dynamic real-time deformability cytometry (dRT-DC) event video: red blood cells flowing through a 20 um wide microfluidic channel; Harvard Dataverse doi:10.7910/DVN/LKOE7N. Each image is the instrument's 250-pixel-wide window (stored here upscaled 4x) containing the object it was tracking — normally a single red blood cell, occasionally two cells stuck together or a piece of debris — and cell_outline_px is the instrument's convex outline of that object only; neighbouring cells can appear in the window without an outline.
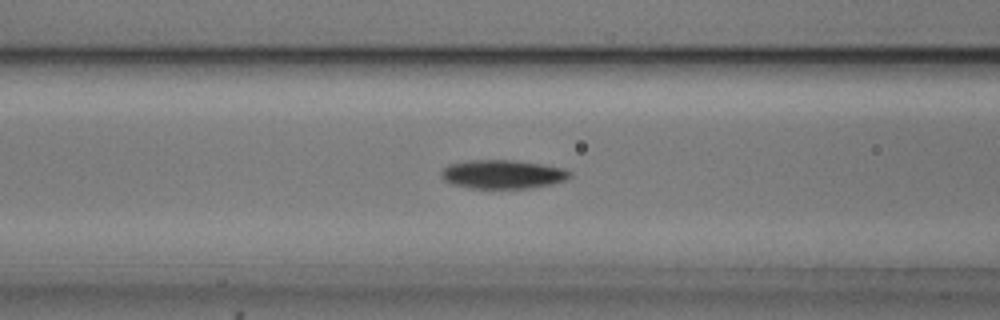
{"species": "common noctule bat (a hibernating species)", "species_latin": "Nyctalus noctula", "temperature_condition": "cold", "stored_images_in_passage": 51, "camera_frame_rate_fps": 3000, "um_per_image_px": 0.085, "animal": {"sex": "male", "body_mass_g": 20.5, "forearm_length_mm": 52.5}, "frame": {"image": 1, "passage_image": 22, "time_ms": 7.0, "image_size_px": [1000, 320], "cell_outline_px": [[572, 176], [564, 180], [552, 184], [528, 188], [468, 188], [452, 184], [444, 180], [440, 176], [440, 172], [448, 164], [468, 160], [512, 160], [544, 164], [564, 168], [572, 172]], "centroid_in_image_um": [42.72, 14.81], "position_along_channel_um": 123.9, "area_um2": 21.73}}
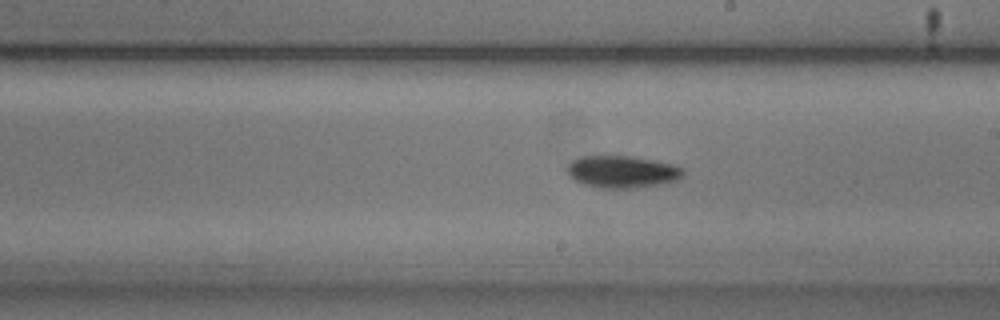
{"frame": {"image": 2, "passage_image": 31, "time_ms": 10.0, "image_size_px": [1000, 320], "cell_outline_px": [[684, 176], [676, 180], [660, 184], [636, 188], [596, 188], [580, 184], [568, 172], [568, 164], [572, 160], [580, 156], [628, 156], [652, 160], [672, 164], [684, 168]], "centroid_in_image_um": [52.89, 14.61], "position_along_channel_um": 236.1, "area_um2": 21.73}}
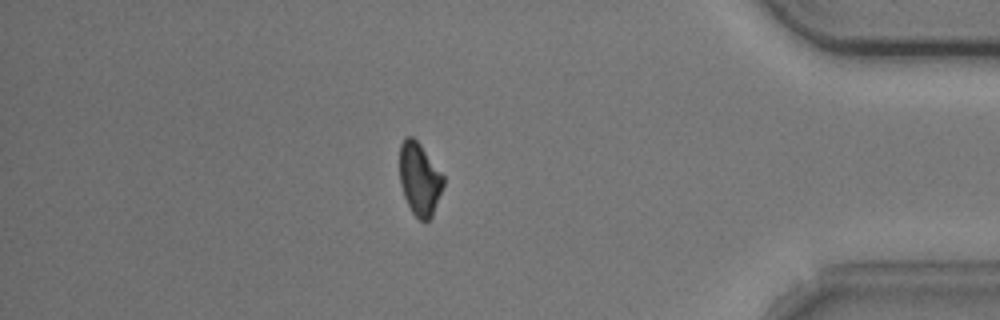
{"frame": {"image": 3, "passage_image": 47, "time_ms": 15.333, "image_size_px": [1000, 320], "cell_outline_px": [[444, 184], [432, 216], [428, 220], [420, 220], [412, 212], [404, 196], [400, 184], [400, 144], [404, 136], [412, 136], [420, 144], [444, 176]], "centroid_in_image_um": [35.65, 15.19], "position_along_channel_um": 399.5, "area_um2": 18.38}}